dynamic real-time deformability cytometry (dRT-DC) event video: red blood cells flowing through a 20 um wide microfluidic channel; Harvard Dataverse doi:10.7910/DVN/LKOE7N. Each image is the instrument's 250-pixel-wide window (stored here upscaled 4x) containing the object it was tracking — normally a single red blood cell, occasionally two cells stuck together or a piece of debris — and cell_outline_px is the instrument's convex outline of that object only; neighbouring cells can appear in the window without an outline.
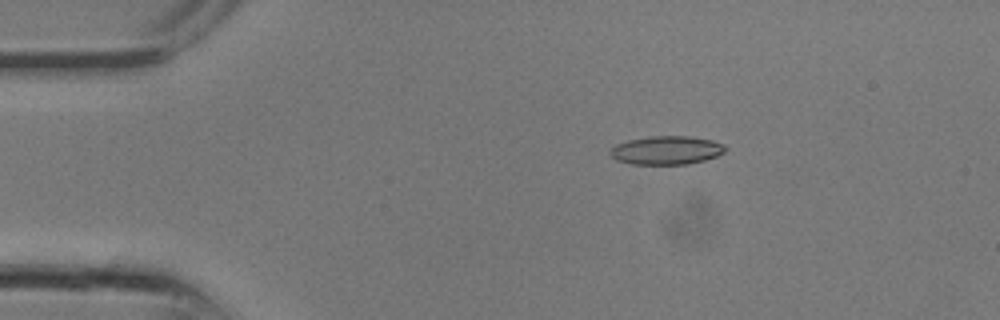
{"species": "common noctule bat (a hibernating species)", "species_latin": "Nyctalus noctula", "temperature_condition": "room temperature", "stored_images_in_passage": 10, "camera_frame_rate_fps": 3000, "um_per_image_px": 0.085, "animal": {"sex": "male", "body_mass_g": 13.3}, "frame": {"image": 1, "passage_image": 5, "time_ms": 1.333, "image_size_px": [1000, 320], "cell_outline_px": [[728, 148], [724, 152], [716, 156], [704, 160], [688, 164], [632, 164], [616, 160], [608, 152], [616, 144], [628, 140], [652, 136], [688, 136], [712, 140], [724, 144]], "centroid_in_image_um": [56.66, 12.77], "position_along_channel_um": 28.3, "area_um2": 19.13}}
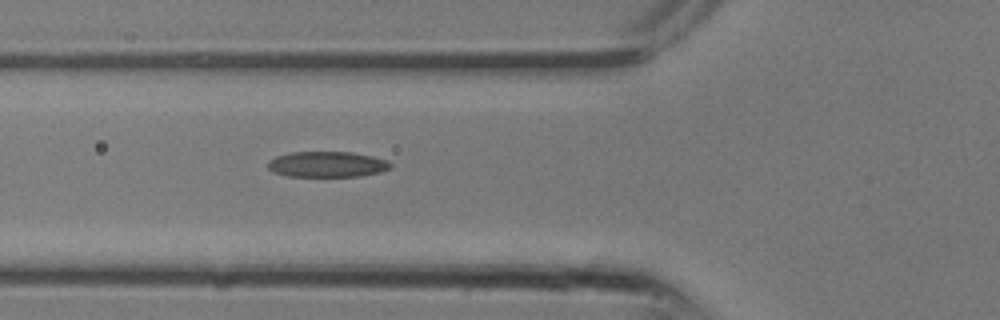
{"frame": {"image": 2, "passage_image": 10, "time_ms": 3.0, "image_size_px": [1000, 320], "cell_outline_px": [[392, 168], [380, 172], [360, 176], [288, 176], [272, 172], [268, 168], [268, 160], [276, 156], [292, 152], [352, 152], [372, 156], [388, 160], [392, 164]], "centroid_in_image_um": [27.82, 13.96], "position_along_channel_um": 98.0, "area_um2": 18.44}}